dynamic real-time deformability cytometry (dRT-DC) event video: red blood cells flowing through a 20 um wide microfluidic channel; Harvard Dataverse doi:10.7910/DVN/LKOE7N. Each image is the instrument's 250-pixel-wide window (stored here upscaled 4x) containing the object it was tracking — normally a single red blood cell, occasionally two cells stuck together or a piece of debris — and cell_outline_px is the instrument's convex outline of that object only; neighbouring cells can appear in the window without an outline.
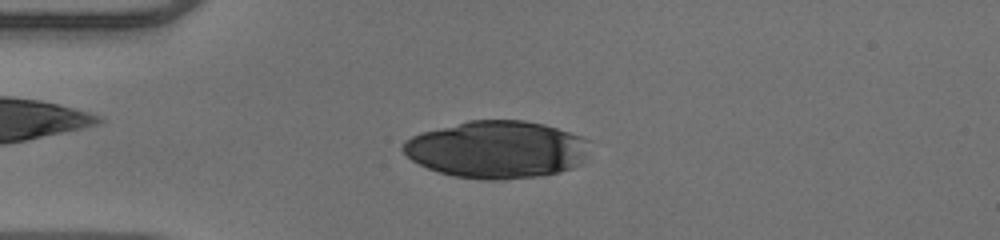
{"species": "human", "species_latin": "Homo sapiens", "temperature_condition": "warm", "stored_images_in_passage": 50, "camera_frame_rate_fps": 3000, "um_per_image_px": 0.085, "donor": {"sex": "male"}, "frame": {"image": 1, "passage_image": 12, "time_ms": 3.667, "image_size_px": [1000, 240], "cell_outline_px": [[588, 140], [584, 156], [580, 164], [572, 168], [560, 172], [536, 176], [496, 180], [488, 180], [452, 176], [428, 168], [412, 160], [400, 148], [404, 140], [420, 132], [468, 120], [524, 120], [544, 124], [580, 136]], "centroid_in_image_um": [42.18, 12.7], "position_along_channel_um": 42.8, "area_um2": 62.14}}